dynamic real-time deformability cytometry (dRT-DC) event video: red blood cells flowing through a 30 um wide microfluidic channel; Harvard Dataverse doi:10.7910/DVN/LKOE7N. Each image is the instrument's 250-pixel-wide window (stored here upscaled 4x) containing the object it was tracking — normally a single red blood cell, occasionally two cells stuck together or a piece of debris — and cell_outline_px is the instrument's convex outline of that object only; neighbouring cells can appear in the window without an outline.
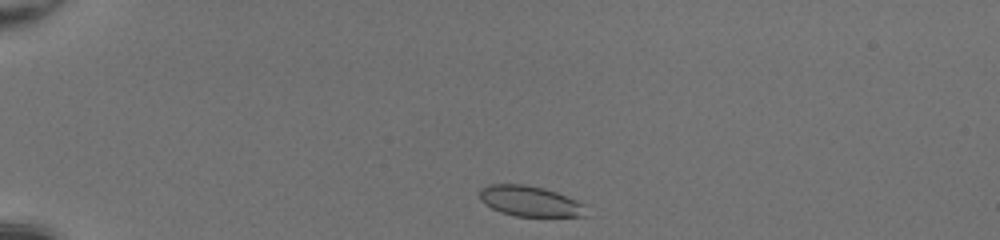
{"species": "common noctule bat (a hibernating species)", "species_latin": "Nyctalus noctula", "temperature_condition": "room temperature", "stored_images_in_passage": 38, "camera_frame_rate_fps": 3000, "um_per_image_px": 0.085, "animal": {"sex": "female", "body_mass_g": 20.0, "forearm_length_mm": 54.0}, "frame": {"image": 1, "passage_image": 1, "time_ms": 0.0, "image_size_px": [1000, 240], "cell_outline_px": [[588, 216], [516, 216], [500, 212], [484, 204], [480, 200], [480, 188], [488, 184], [524, 184], [544, 188], [556, 192], [576, 200], [584, 204]], "centroid_in_image_um": [45.03, 17.09], "position_along_channel_um": 40.0, "area_um2": 18.96}}
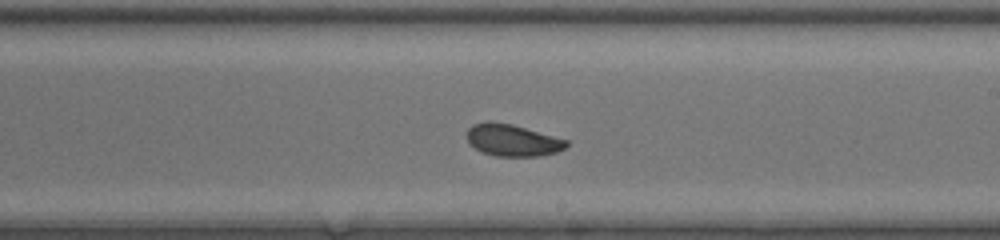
{"frame": {"image": 2, "passage_image": 20, "time_ms": 6.333, "image_size_px": [1000, 240], "cell_outline_px": [[568, 144], [564, 148], [556, 152], [540, 156], [496, 156], [484, 152], [476, 148], [468, 140], [468, 128], [472, 124], [488, 120], [512, 124], [568, 140]], "centroid_in_image_um": [43.57, 11.9], "position_along_channel_um": 245.4, "area_um2": 18.32}}
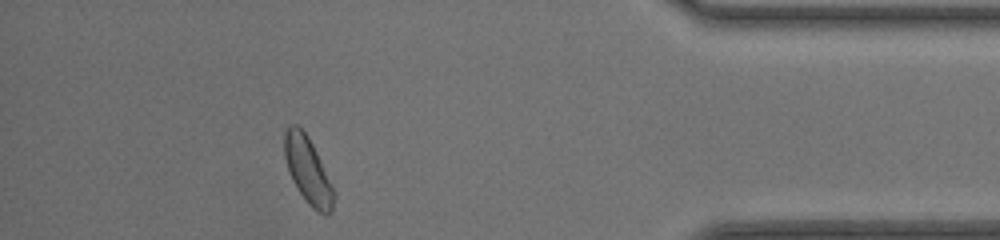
{"frame": {"image": 3, "passage_image": 34, "time_ms": 11.0, "image_size_px": [1000, 240], "cell_outline_px": [[336, 196], [332, 212], [328, 216], [324, 216], [316, 212], [304, 200], [296, 188], [288, 172], [284, 156], [284, 132], [288, 124], [296, 124], [308, 136], [332, 184]], "centroid_in_image_um": [26.17, 14.54], "position_along_channel_um": 409.0, "area_um2": 19.54}, "authors_computed_cell_mechanics": {"area_um2": 18.8428, "velocity_mm_per_s": 4.2581, "shape_relaxation_time_tau1_ms": 3.0203, "shape_relaxation_time_tau2_ms": 4.6614, "deformation_change_tau1": 0.0872, "deformation_change_tau2": 0.0777}}